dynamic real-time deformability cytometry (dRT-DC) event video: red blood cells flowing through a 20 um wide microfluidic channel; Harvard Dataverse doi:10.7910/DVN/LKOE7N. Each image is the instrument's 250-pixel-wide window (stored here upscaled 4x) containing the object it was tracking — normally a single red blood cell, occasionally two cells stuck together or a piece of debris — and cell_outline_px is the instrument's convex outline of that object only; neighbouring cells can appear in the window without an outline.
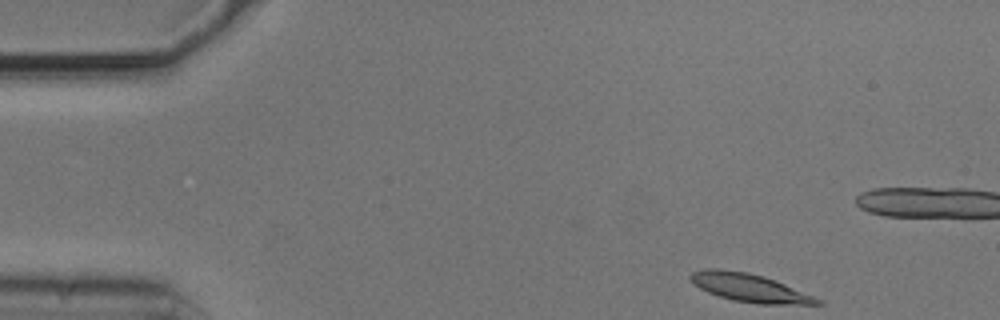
{"species": "common noctule bat (a hibernating species)", "species_latin": "Nyctalus noctula", "temperature_condition": "cold", "stored_images_in_passage": 6, "camera_frame_rate_fps": 3000, "um_per_image_px": 0.085, "animal": {"sex": "male", "body_mass_g": 20.5, "forearm_length_mm": 52.5}, "frame": {"image": 1, "passage_image": 1, "time_ms": 0.0, "image_size_px": [1000, 320], "cell_outline_px": [[824, 304], [756, 304], [732, 300], [708, 292], [700, 288], [688, 276], [692, 272], [704, 268], [720, 268], [748, 272], [764, 276], [824, 300]], "centroid_in_image_um": [63.72, 24.45], "position_along_channel_um": 21.3, "area_um2": 20.81}}